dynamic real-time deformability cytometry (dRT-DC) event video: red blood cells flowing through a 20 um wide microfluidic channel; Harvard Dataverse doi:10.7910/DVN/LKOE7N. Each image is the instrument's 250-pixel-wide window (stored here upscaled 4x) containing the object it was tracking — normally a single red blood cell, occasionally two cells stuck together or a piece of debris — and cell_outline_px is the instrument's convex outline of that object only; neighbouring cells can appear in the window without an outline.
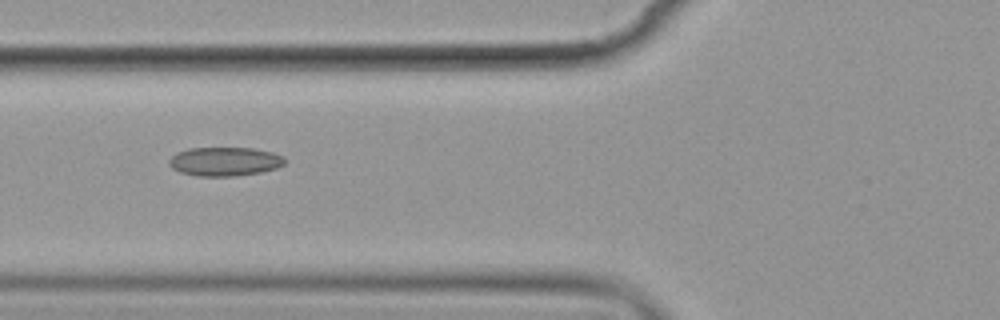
{"species": "common noctule bat (a hibernating species)", "species_latin": "Nyctalus noctula", "temperature_condition": "cold", "stored_images_in_passage": 9, "camera_frame_rate_fps": 3000, "um_per_image_px": 0.085, "animal": {"sex": "female", "body_mass_g": 19.9}, "frame": {"image": 1, "passage_image": 2, "time_ms": 1.333, "image_size_px": [1000, 320], "cell_outline_px": [[284, 164], [276, 168], [260, 172], [236, 176], [196, 176], [180, 172], [172, 168], [168, 164], [168, 160], [176, 152], [188, 148], [252, 148], [272, 152], [284, 156]], "centroid_in_image_um": [19.07, 13.72], "position_along_channel_um": 106.7, "area_um2": 19.54}}
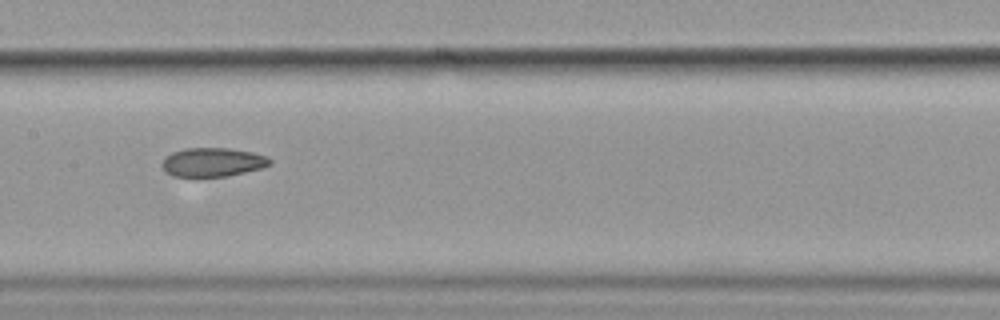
{"frame": {"image": 2, "passage_image": 4, "time_ms": 3.667, "image_size_px": [1000, 320], "cell_outline_px": [[272, 164], [264, 168], [228, 176], [172, 176], [164, 172], [160, 164], [172, 152], [184, 148], [228, 148], [252, 152], [268, 156], [272, 160]], "centroid_in_image_um": [18.11, 13.79], "position_along_channel_um": 189.3, "area_um2": 18.32}}
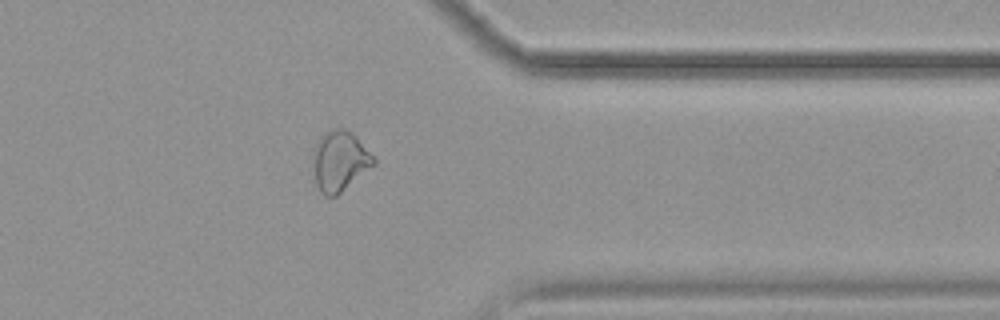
{"frame": {"image": 3, "passage_image": 9, "time_ms": 9.333, "image_size_px": [1000, 320], "cell_outline_px": [[376, 164], [336, 196], [324, 196], [320, 192], [316, 184], [312, 160], [312, 152], [316, 140], [324, 132], [332, 128], [344, 128], [352, 132], [376, 156]], "centroid_in_image_um": [28.88, 13.66], "position_along_channel_um": 382.5, "area_um2": 21.85}}